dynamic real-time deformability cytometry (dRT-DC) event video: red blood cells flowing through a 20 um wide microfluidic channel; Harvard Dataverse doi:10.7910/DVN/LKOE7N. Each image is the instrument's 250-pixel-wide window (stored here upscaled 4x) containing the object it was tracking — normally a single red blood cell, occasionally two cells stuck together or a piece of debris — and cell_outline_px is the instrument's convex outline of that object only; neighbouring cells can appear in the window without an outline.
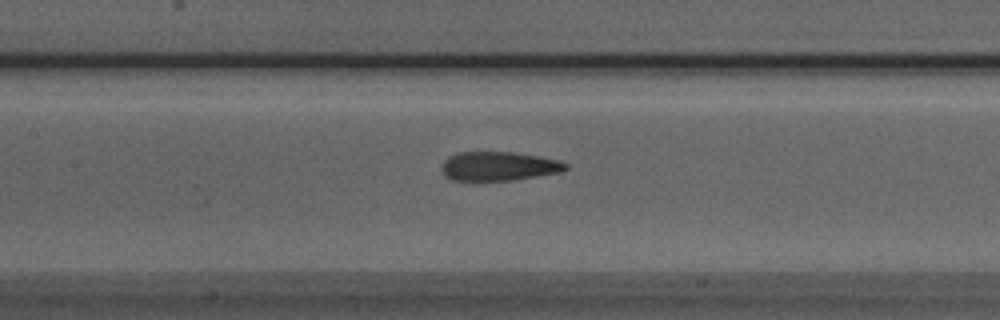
{"species": "Egyptian fruit bat (a non-hibernating species)", "species_latin": "Rousettus aegyptiacus", "temperature_condition": "room temperature", "stored_images_in_passage": 43, "camera_frame_rate_fps": 3000, "um_per_image_px": 0.085, "animal": {"sex": "male"}, "frame": {"image": 1, "passage_image": 15, "time_ms": 4.667, "image_size_px": [1000, 320], "cell_outline_px": [[568, 168], [560, 172], [512, 180], [452, 180], [444, 176], [440, 168], [444, 160], [448, 156], [460, 152], [512, 152], [536, 156], [556, 160], [568, 164]], "centroid_in_image_um": [42.33, 14.13], "position_along_channel_um": 165.1, "area_um2": 20.81}}
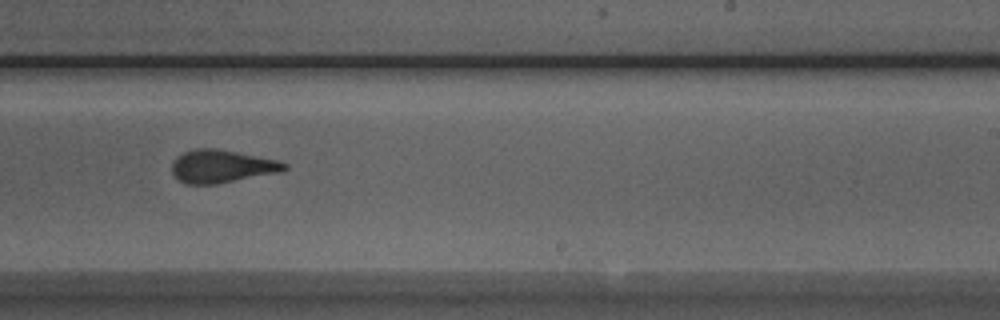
{"frame": {"image": 2, "passage_image": 23, "time_ms": 7.333, "image_size_px": [1000, 320], "cell_outline_px": [[288, 168], [280, 172], [216, 184], [184, 184], [172, 172], [172, 164], [176, 156], [184, 152], [196, 148], [212, 148], [236, 152], [280, 160], [288, 164]], "centroid_in_image_um": [18.86, 14.14], "position_along_channel_um": 270.1, "area_um2": 21.5}}
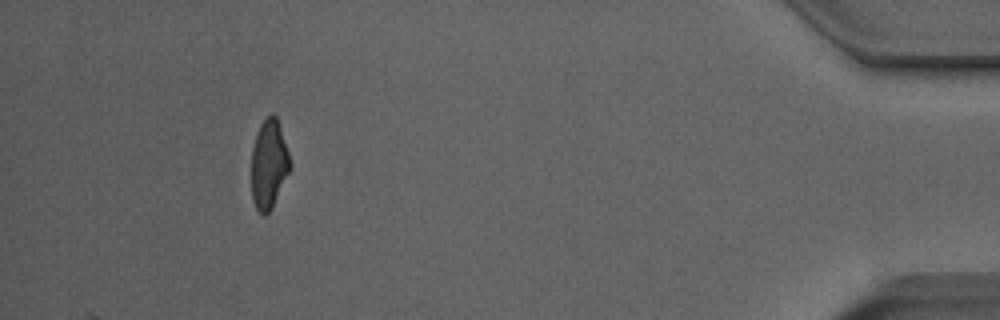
{"frame": {"image": 3, "passage_image": 39, "time_ms": 12.667, "image_size_px": [1000, 320], "cell_outline_px": [[292, 164], [272, 208], [264, 216], [256, 208], [252, 200], [252, 148], [256, 132], [260, 124], [272, 112], [276, 116]], "centroid_in_image_um": [22.84, 13.95], "position_along_channel_um": 412.4, "area_um2": 19.83}, "authors_computed_cell_mechanics": {"area_um2": 21.4438, "velocity_mm_per_s": 3.9657, "shape_relaxation_time_tau1_ms": 5.9397, "shape_relaxation_time_tau2_ms": 1.7743, "deformation_change_tau1": 0.2199, "deformation_change_tau2": 0.1215}}